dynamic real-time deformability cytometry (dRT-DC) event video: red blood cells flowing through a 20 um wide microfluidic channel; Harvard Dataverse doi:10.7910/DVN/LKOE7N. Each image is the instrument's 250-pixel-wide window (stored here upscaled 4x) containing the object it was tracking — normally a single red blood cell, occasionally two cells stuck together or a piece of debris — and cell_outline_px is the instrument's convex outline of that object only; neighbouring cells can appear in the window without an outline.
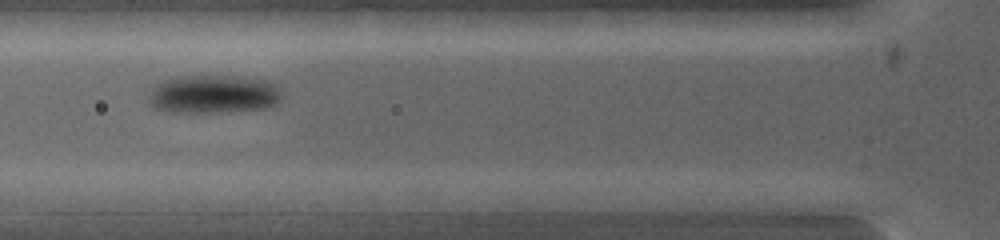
{"species": "common noctule bat (a hibernating species)", "species_latin": "Nyctalus noctula", "temperature_condition": "warm", "stored_images_in_passage": 6, "segment_of_instrument_passage": [1, 2], "camera_frame_rate_fps": 5000, "um_per_image_px": 0.085, "animal": {"sex": "female", "body_mass_g": 19.0, "forearm_length_mm": 53.3}, "frame": {"image": 1, "passage_image": 5, "time_ms": 0.8, "image_size_px": [1000, 240], "cell_outline_px": [[276, 100], [272, 104], [256, 108], [216, 112], [172, 112], [156, 108], [152, 104], [152, 92], [160, 84], [168, 80], [188, 76], [216, 76], [264, 80], [276, 92]], "centroid_in_image_um": [18.03, 8.02], "position_along_channel_um": 107.8, "area_um2": 27.4}}